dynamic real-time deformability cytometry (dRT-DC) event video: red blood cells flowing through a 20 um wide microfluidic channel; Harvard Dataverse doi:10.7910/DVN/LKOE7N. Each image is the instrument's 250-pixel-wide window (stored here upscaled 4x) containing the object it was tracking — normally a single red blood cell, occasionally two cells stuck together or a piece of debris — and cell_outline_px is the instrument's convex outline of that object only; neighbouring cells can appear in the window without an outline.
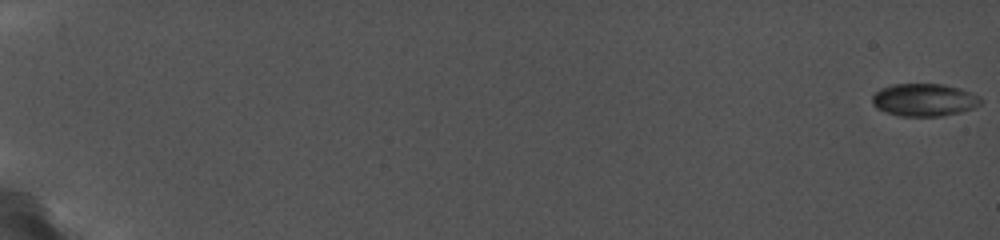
{"species": "common noctule bat (a hibernating species)", "species_latin": "Nyctalus noctula", "temperature_condition": "cold", "stored_images_in_passage": 82, "camera_frame_rate_fps": 5000, "um_per_image_px": 0.085, "animal": {"sex": "female", "body_mass_g": 19.0, "forearm_length_mm": 56.7}, "frame": {"image": 1, "passage_image": 1, "time_ms": 0.0, "image_size_px": [1000, 240], "cell_outline_px": [[980, 104], [972, 108], [940, 116], [900, 116], [888, 112], [872, 104], [872, 96], [880, 88], [892, 84], [944, 84], [960, 88], [980, 96]], "centroid_in_image_um": [78.54, 8.47], "position_along_channel_um": 6.5, "area_um2": 20.35}}
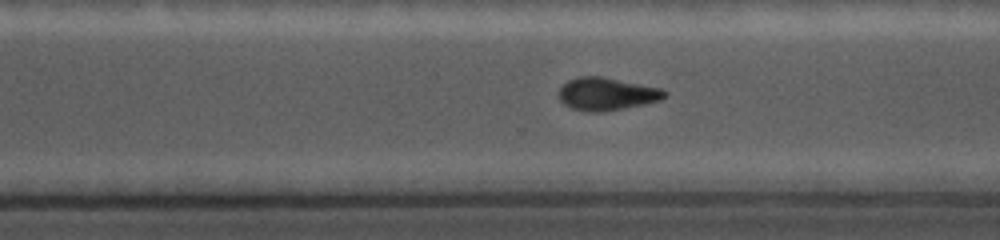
{"frame": {"image": 2, "passage_image": 65, "time_ms": 14.2, "image_size_px": [1000, 240], "cell_outline_px": [[664, 96], [660, 100], [604, 112], [588, 112], [572, 108], [564, 104], [560, 100], [560, 88], [568, 80], [576, 76], [600, 76], [660, 88], [664, 92]], "centroid_in_image_um": [51.51, 7.98], "position_along_channel_um": 319.1, "area_um2": 19.77}}
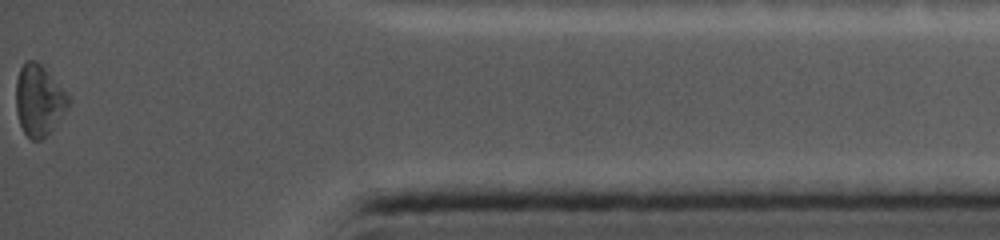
{"frame": {"image": 3, "passage_image": 82, "time_ms": 17.8, "image_size_px": [1000, 240], "cell_outline_px": [[68, 104], [48, 132], [40, 140], [32, 140], [24, 132], [20, 124], [16, 112], [16, 80], [20, 68], [24, 60], [32, 60], [40, 64], [44, 68], [68, 96]], "centroid_in_image_um": [3.23, 8.49], "position_along_channel_um": 432.0, "area_um2": 20.81}, "authors_computed_cell_mechanics": {"area_um2": 20.0566, "velocity_mm_per_s": 3.7831, "shape_relaxation_time_tau1_ms": null, "shape_relaxation_time_tau2_ms": 1.705, "deformation_change_tau1": null, "deformation_change_tau2": 0.0429}}